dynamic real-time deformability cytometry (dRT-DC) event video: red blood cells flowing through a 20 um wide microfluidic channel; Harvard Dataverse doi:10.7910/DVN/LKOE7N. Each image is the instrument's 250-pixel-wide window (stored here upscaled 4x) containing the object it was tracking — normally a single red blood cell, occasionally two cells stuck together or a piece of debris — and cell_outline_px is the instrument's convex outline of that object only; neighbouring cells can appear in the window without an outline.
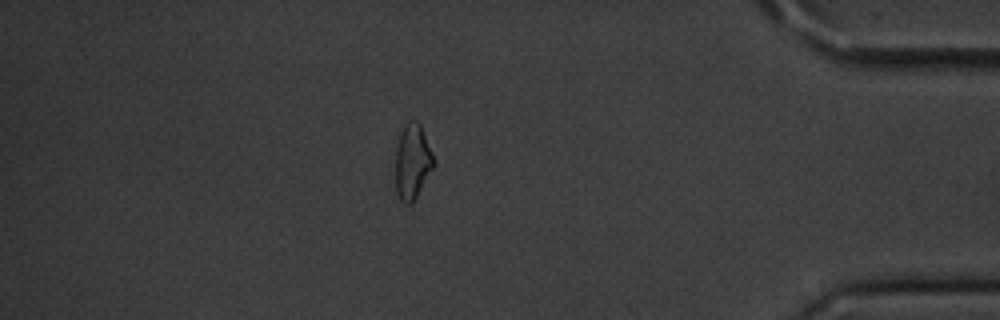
{"species": "common noctule bat (a hibernating species)", "species_latin": "Nyctalus noctula", "temperature_condition": "cold", "stored_images_in_passage": 14, "segment_of_instrument_passage": [2, 2], "camera_frame_rate_fps": 3000, "um_per_image_px": 0.085, "animal": {"sex": "male", "body_mass_g": 20.1, "forearm_length_mm": 53.5}, "frame": {"image": 1, "passage_image": 14, "time_ms": 4.333, "image_size_px": [1000, 320], "cell_outline_px": [[436, 164], [412, 204], [404, 204], [400, 200], [396, 192], [396, 148], [400, 132], [404, 124], [408, 120], [416, 120], [420, 124], [436, 160]], "centroid_in_image_um": [35.07, 13.74], "position_along_channel_um": 400.1, "area_um2": 17.05}}